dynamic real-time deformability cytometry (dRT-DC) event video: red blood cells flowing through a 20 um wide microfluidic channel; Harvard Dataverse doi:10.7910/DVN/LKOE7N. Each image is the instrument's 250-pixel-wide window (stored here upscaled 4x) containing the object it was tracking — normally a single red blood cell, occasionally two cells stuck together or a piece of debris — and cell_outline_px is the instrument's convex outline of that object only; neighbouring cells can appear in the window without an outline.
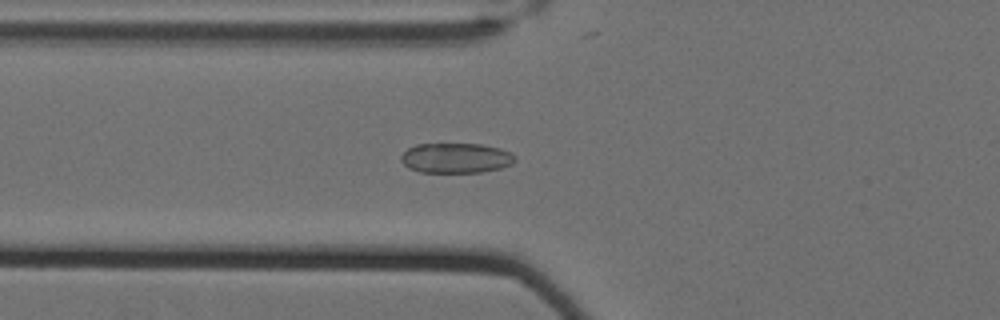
{"species": "Egyptian fruit bat (a non-hibernating species)", "species_latin": "Rousettus aegyptiacus", "temperature_condition": "cold", "stored_images_in_passage": 60, "camera_frame_rate_fps": 3000, "um_per_image_px": 0.085, "animal": {"sex": "female"}, "frame": {"image": 1, "passage_image": 24, "time_ms": 7.667, "image_size_px": [1000, 320], "cell_outline_px": [[516, 160], [512, 164], [500, 168], [480, 172], [420, 172], [408, 168], [400, 160], [400, 156], [408, 148], [416, 144], [480, 144], [500, 148], [512, 152], [516, 156]], "centroid_in_image_um": [38.76, 13.43], "position_along_channel_um": 87.0, "area_um2": 20.06}}
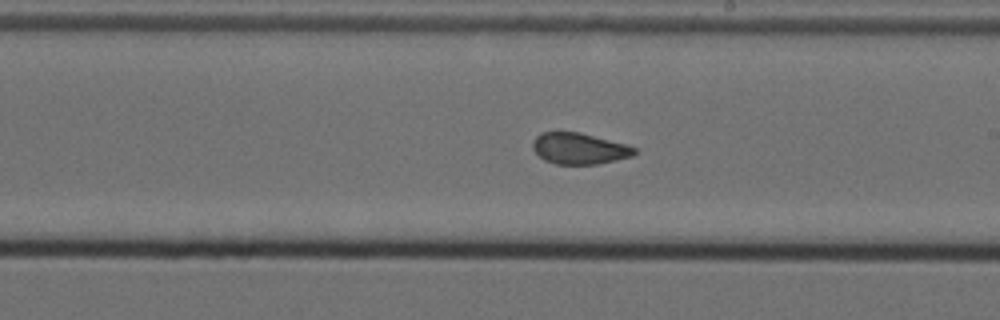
{"frame": {"image": 2, "passage_image": 37, "time_ms": 12.0, "image_size_px": [1000, 320], "cell_outline_px": [[636, 152], [632, 156], [596, 164], [556, 164], [544, 160], [532, 148], [532, 144], [536, 136], [540, 132], [556, 128], [580, 132], [624, 144], [636, 148]], "centroid_in_image_um": [49.15, 12.57], "position_along_channel_um": 239.9, "area_um2": 18.84}}
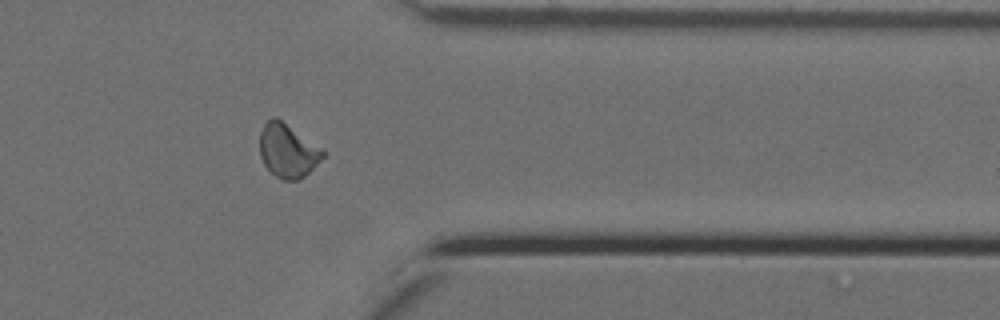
{"frame": {"image": 3, "passage_image": 50, "time_ms": 16.333, "image_size_px": [1000, 320], "cell_outline_px": [[328, 152], [300, 180], [284, 180], [276, 176], [264, 164], [260, 156], [260, 132], [264, 124], [272, 116], [276, 116], [324, 148]], "centroid_in_image_um": [24.48, 12.77], "position_along_channel_um": 386.9, "area_um2": 19.94}, "authors_computed_cell_mechanics": {"area_um2": 19.9699, "velocity_mm_per_s": 3.4961, "shape_relaxation_time_tau1_ms": null, "shape_relaxation_time_tau2_ms": 0.9221, "deformation_change_tau1": null, "deformation_change_tau2": 0.0753}}